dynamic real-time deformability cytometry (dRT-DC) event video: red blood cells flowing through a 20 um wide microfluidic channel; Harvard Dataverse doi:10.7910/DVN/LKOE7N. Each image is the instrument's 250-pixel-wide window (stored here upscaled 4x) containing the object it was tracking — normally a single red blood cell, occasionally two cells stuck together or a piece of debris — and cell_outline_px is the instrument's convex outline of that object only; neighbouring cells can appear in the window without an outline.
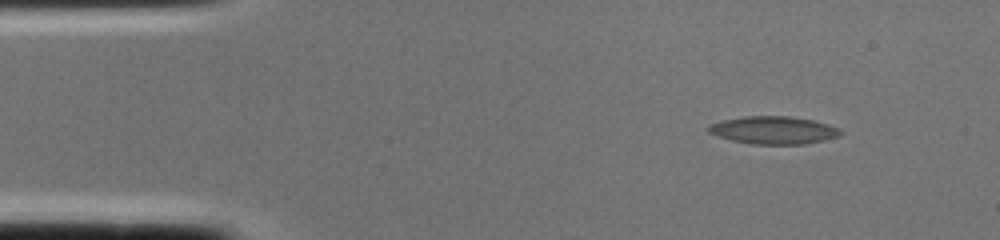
{"species": "common noctule bat (a hibernating species)", "species_latin": "Nyctalus noctula", "temperature_condition": "cold", "stored_images_in_passage": 1, "camera_frame_rate_fps": 3000, "um_per_image_px": 0.085, "animal": {"sex": "female", "body_mass_g": 22.0, "forearm_length_mm": 56.7}, "frame": {"image": 1, "passage_image": 1, "time_ms": 0.0, "image_size_px": [1000, 240], "cell_outline_px": [[844, 132], [840, 136], [824, 140], [804, 144], [752, 144], [732, 140], [716, 136], [708, 132], [704, 128], [708, 124], [724, 120], [744, 116], [792, 116], [812, 120], [828, 124], [840, 128]], "centroid_in_image_um": [65.74, 11.06], "position_along_channel_um": 19.3, "area_um2": 21.56}}